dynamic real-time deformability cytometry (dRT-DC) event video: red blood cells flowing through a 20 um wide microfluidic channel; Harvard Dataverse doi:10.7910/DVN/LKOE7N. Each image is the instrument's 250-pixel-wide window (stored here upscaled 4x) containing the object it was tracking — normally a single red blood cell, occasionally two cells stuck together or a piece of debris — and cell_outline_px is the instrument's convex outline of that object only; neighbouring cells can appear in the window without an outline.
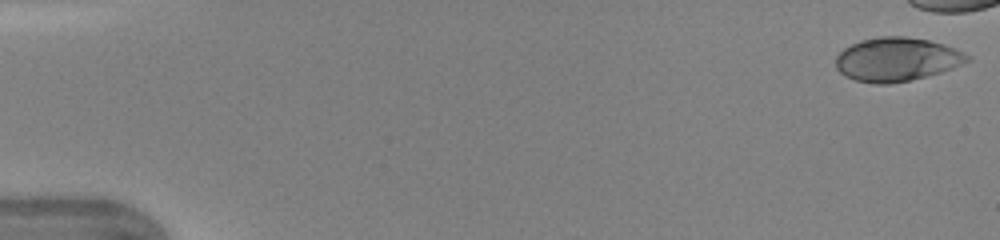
{"species": "human", "species_latin": "Homo sapiens", "temperature_condition": "warm", "stored_images_in_passage": 37, "camera_frame_rate_fps": 3000, "um_per_image_px": 0.085, "donor": {"sex": "female"}, "frame": {"image": 1, "passage_image": 1, "time_ms": 0.0, "image_size_px": [1000, 240], "cell_outline_px": [[972, 60], [952, 68], [940, 72], [908, 80], [888, 84], [876, 84], [856, 80], [844, 76], [836, 68], [836, 56], [844, 48], [860, 40], [880, 36], [904, 36], [928, 40], [944, 44], [956, 48], [972, 56]], "centroid_in_image_um": [76.24, 5.03], "position_along_channel_um": 8.8, "area_um2": 33.52}}
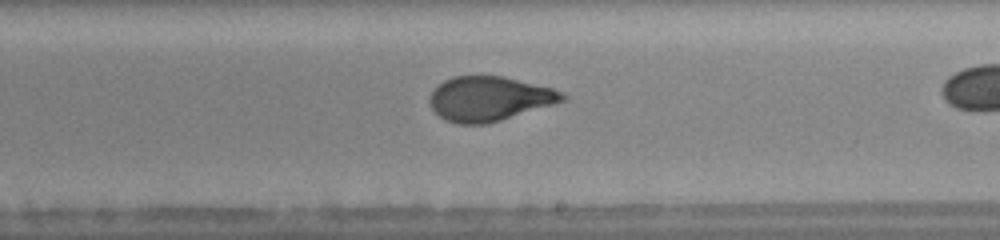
{"frame": {"image": 2, "passage_image": 28, "time_ms": 9.0, "image_size_px": [1000, 240], "cell_outline_px": [[568, 96], [564, 100], [552, 104], [488, 124], [456, 124], [444, 120], [432, 108], [428, 100], [432, 92], [444, 80], [452, 76], [504, 76], [552, 88], [564, 92]], "centroid_in_image_um": [41.57, 8.39], "position_along_channel_um": 247.4, "area_um2": 34.28}}